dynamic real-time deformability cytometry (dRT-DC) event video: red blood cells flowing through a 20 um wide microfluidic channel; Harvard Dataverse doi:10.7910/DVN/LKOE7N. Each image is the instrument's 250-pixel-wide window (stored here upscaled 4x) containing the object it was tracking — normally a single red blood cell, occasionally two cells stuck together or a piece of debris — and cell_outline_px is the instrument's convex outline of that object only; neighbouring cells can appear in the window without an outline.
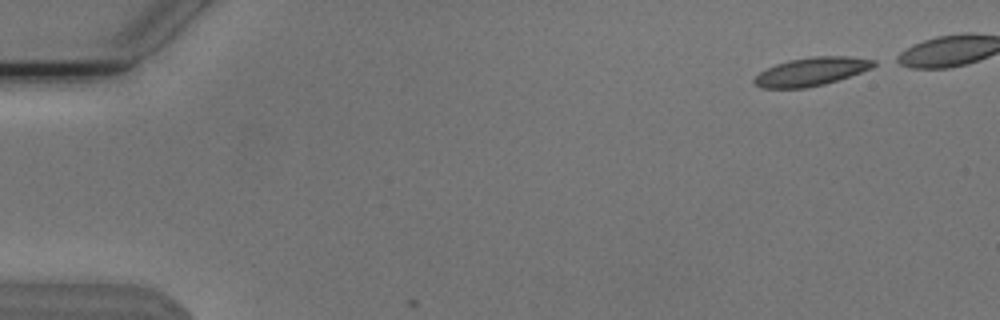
{"species": "Egyptian fruit bat (a non-hibernating species)", "species_latin": "Rousettus aegyptiacus", "temperature_condition": "cold", "stored_images_in_passage": 3, "camera_frame_rate_fps": 3000, "um_per_image_px": 0.085, "animal": {"sex": "male"}, "frame": {"image": 1, "passage_image": 1, "time_ms": 0.0, "image_size_px": [1000, 320], "cell_outline_px": [[876, 64], [872, 68], [824, 84], [804, 88], [760, 88], [752, 80], [760, 72], [776, 64], [788, 60], [812, 56], [848, 56], [876, 60]], "centroid_in_image_um": [68.95, 6.08], "position_along_channel_um": 16.0, "area_um2": 19.54}}